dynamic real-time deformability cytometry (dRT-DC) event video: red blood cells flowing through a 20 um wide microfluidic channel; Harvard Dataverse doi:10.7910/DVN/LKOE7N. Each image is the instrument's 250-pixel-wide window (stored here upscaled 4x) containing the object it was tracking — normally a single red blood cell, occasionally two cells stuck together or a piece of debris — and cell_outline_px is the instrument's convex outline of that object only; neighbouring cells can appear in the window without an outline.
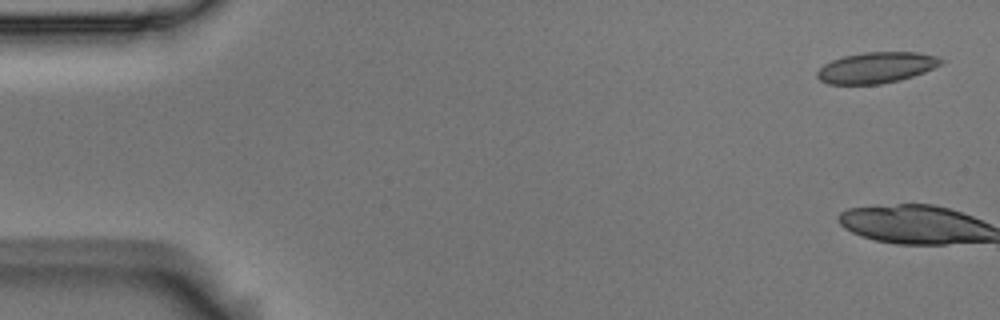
{"species": "Egyptian fruit bat (a non-hibernating species)", "species_latin": "Rousettus aegyptiacus", "temperature_condition": "room temperature", "stored_images_in_passage": 7, "camera_frame_rate_fps": 3000, "um_per_image_px": 0.085, "animal": {"sex": "male"}, "frame": {"image": 1, "passage_image": 1, "time_ms": 0.0, "image_size_px": [1000, 320], "cell_outline_px": [[944, 60], [940, 64], [924, 72], [900, 80], [880, 84], [828, 84], [820, 80], [816, 76], [816, 72], [824, 64], [832, 60], [844, 56], [864, 52], [920, 52], [936, 56]], "centroid_in_image_um": [74.47, 5.74], "position_along_channel_um": 10.5, "area_um2": 22.25}}